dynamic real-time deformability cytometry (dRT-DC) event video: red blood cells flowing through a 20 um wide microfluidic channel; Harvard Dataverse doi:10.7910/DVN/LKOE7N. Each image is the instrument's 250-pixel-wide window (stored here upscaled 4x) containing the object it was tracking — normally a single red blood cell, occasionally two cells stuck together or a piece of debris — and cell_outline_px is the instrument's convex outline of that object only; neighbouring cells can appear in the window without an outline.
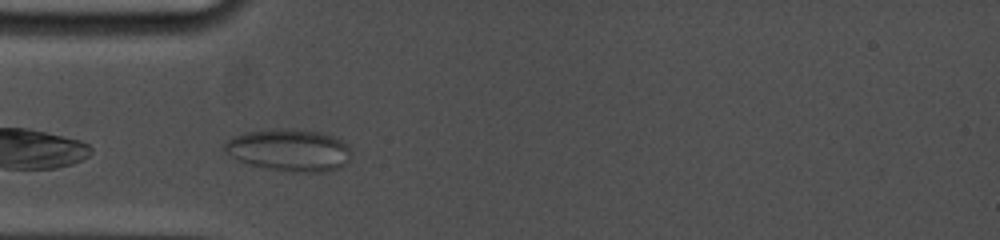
{"species": "common noctule bat (a hibernating species)", "species_latin": "Nyctalus noctula", "temperature_condition": "cold", "stored_images_in_passage": 14, "camera_frame_rate_fps": 5000, "um_per_image_px": 0.085, "animal": {"sex": "female", "body_mass_g": 19.0, "forearm_length_mm": 53.3}, "frame": {"image": 1, "passage_image": 2, "time_ms": 0.6, "image_size_px": [1000, 240], "cell_outline_px": [[352, 152], [348, 160], [344, 164], [336, 168], [324, 172], [300, 172], [272, 168], [252, 164], [240, 160], [224, 152], [224, 144], [232, 136], [244, 132], [276, 128], [288, 128], [320, 132], [332, 136], [348, 144]], "centroid_in_image_um": [24.59, 12.73], "position_along_channel_um": 60.4, "area_um2": 30.81}}
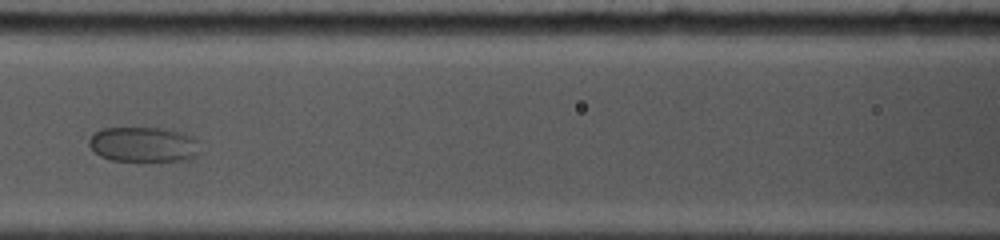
{"frame": {"image": 2, "passage_image": 6, "time_ms": 3.2, "image_size_px": [1000, 240], "cell_outline_px": [[200, 152], [188, 160], [112, 160], [100, 156], [88, 144], [88, 140], [92, 132], [100, 128], [164, 128], [180, 132], [192, 136], [196, 140]], "centroid_in_image_um": [12.16, 12.26], "position_along_channel_um": 154.4, "area_um2": 22.6}}
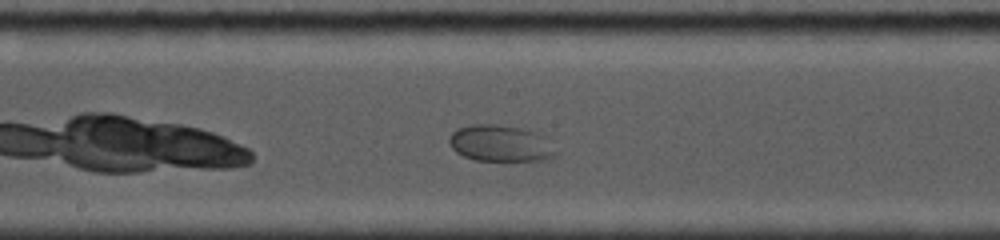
{"frame": {"image": 3, "passage_image": 8, "time_ms": 4.6, "image_size_px": [1000, 240], "cell_outline_px": [[556, 156], [544, 160], [476, 160], [464, 156], [456, 152], [452, 148], [448, 140], [448, 136], [456, 128], [472, 124], [496, 124], [520, 128], [536, 132], [548, 136], [556, 152]], "centroid_in_image_um": [42.55, 12.17], "position_along_channel_um": 205.7, "area_um2": 22.89}}